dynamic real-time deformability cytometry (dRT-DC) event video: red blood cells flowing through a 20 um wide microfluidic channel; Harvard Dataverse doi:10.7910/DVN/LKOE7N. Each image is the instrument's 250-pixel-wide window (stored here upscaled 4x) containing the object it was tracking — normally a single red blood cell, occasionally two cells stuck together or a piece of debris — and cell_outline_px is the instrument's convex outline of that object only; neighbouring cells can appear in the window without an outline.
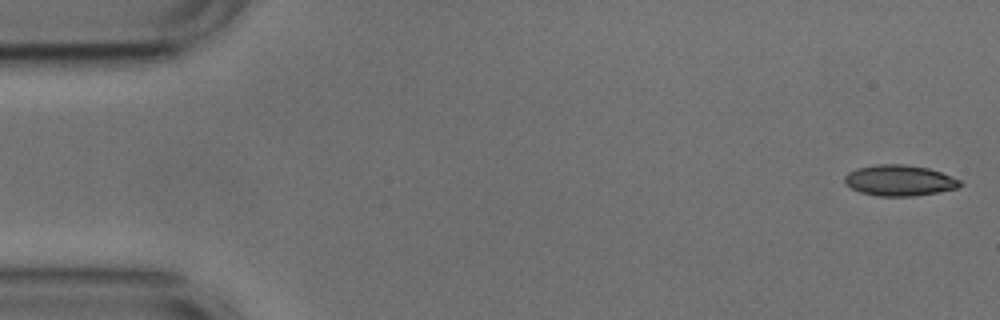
{"species": "common noctule bat (a hibernating species)", "species_latin": "Nyctalus noctula", "temperature_condition": "cold", "stored_images_in_passage": 53, "camera_frame_rate_fps": 3000, "um_per_image_px": 0.085, "animal": {"sex": "male", "body_mass_g": 17.9, "forearm_length_mm": 54.2}, "frame": {"image": 1, "passage_image": 1, "time_ms": 0.0, "image_size_px": [1000, 320], "cell_outline_px": [[964, 184], [956, 188], [936, 192], [912, 196], [876, 196], [860, 192], [852, 188], [844, 180], [844, 176], [848, 172], [856, 168], [880, 164], [904, 164], [928, 168], [940, 172], [960, 180]], "centroid_in_image_um": [76.44, 15.33], "position_along_channel_um": 8.6, "area_um2": 20.58}}
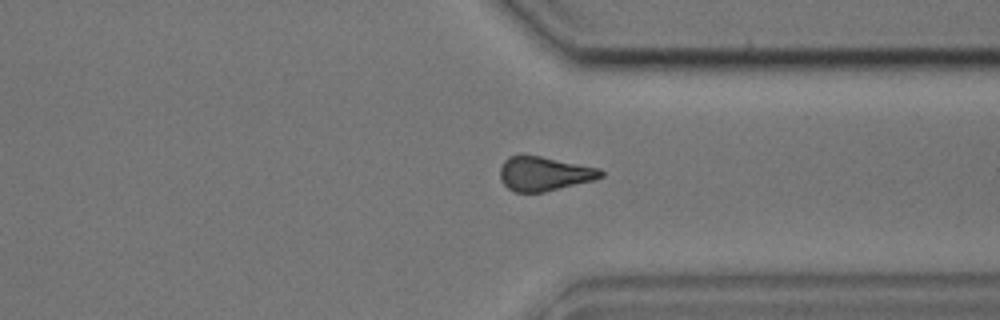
{"frame": {"image": 2, "passage_image": 39, "time_ms": 12.667, "image_size_px": [1000, 320], "cell_outline_px": [[604, 176], [592, 180], [544, 192], [516, 192], [508, 188], [500, 180], [500, 168], [504, 160], [508, 156], [540, 156], [600, 168], [604, 172]], "centroid_in_image_um": [46.25, 14.77], "position_along_channel_um": 365.2, "area_um2": 19.88}}
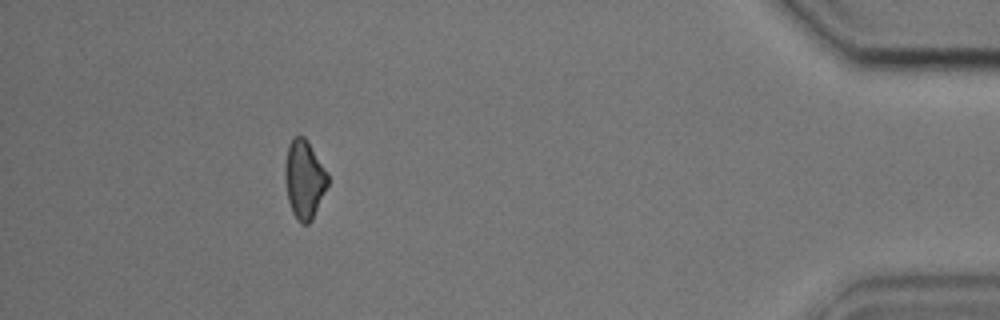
{"frame": {"image": 3, "passage_image": 47, "time_ms": 15.333, "image_size_px": [1000, 320], "cell_outline_px": [[328, 184], [312, 220], [308, 224], [300, 224], [292, 212], [288, 200], [284, 180], [284, 168], [288, 144], [296, 136], [304, 136], [328, 172]], "centroid_in_image_um": [25.85, 15.26], "position_along_channel_um": 409.4, "area_um2": 19.59}, "authors_computed_cell_mechanics": {"area_um2": 20.808, "velocity_mm_per_s": 3.7782, "shape_relaxation_time_tau1_ms": 3.2304, "shape_relaxation_time_tau2_ms": 8.3059, "deformation_change_tau1": 0.0858, "deformation_change_tau2": 0.1659}}